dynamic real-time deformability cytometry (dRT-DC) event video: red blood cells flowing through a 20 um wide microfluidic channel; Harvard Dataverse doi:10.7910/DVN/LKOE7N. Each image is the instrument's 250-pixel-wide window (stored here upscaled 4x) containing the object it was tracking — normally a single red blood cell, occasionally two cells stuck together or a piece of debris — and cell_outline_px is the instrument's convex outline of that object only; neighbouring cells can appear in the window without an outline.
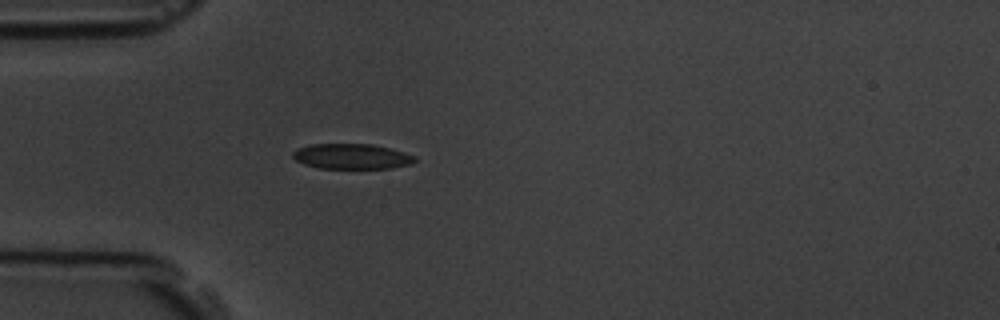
{"species": "common noctule bat (a hibernating species)", "species_latin": "Nyctalus noctula", "temperature_condition": "room temperature", "stored_images_in_passage": 41, "camera_frame_rate_fps": 3000, "um_per_image_px": 0.085, "animal": {"sex": "male", "body_mass_g": 19.5, "forearm_length_mm": 54.6}, "frame": {"image": 1, "passage_image": 1, "time_ms": 0.0, "image_size_px": [1000, 320], "cell_outline_px": [[416, 160], [412, 164], [392, 168], [320, 168], [304, 164], [296, 160], [292, 156], [292, 152], [296, 148], [312, 144], [372, 144], [392, 148], [416, 156]], "centroid_in_image_um": [29.91, 13.29], "position_along_channel_um": 55.1, "area_um2": 18.09}}
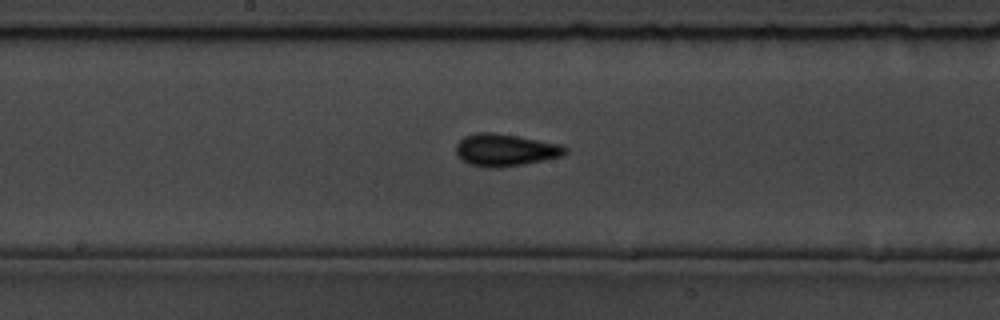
{"frame": {"image": 2, "passage_image": 14, "time_ms": 4.333, "image_size_px": [1000, 320], "cell_outline_px": [[568, 152], [560, 156], [544, 160], [524, 164], [500, 168], [488, 168], [468, 164], [460, 160], [456, 152], [456, 144], [464, 136], [476, 132], [492, 132], [516, 136], [560, 144], [568, 148]], "centroid_in_image_um": [42.91, 12.76], "position_along_channel_um": 205.3, "area_um2": 20.63}}
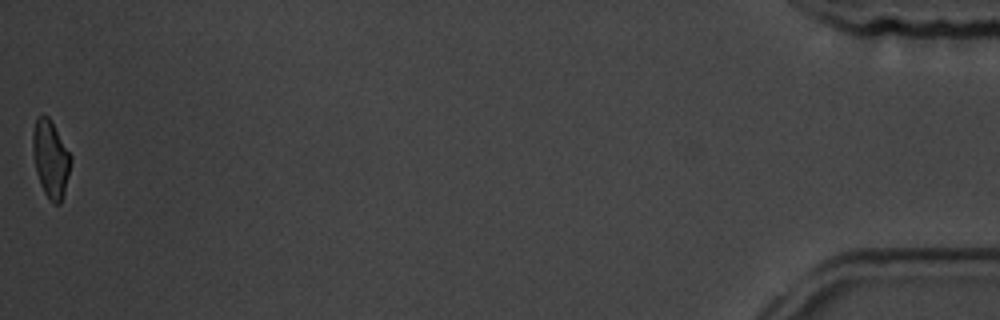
{"frame": {"image": 3, "passage_image": 41, "time_ms": 13.333, "image_size_px": [1000, 320], "cell_outline_px": [[72, 160], [64, 192], [60, 204], [56, 204], [44, 192], [40, 184], [36, 172], [32, 152], [32, 132], [36, 116], [48, 116], [72, 156]], "centroid_in_image_um": [4.29, 13.47], "position_along_channel_um": 430.9, "area_um2": 16.99}, "authors_computed_cell_mechanics": {"area_um2": 18.496, "velocity_mm_per_s": 3.6125, "shape_relaxation_time_tau1_ms": 5.1911, "shape_relaxation_time_tau2_ms": 2.5584, "deformation_change_tau1": 0.1091, "deformation_change_tau2": 0.0595}}